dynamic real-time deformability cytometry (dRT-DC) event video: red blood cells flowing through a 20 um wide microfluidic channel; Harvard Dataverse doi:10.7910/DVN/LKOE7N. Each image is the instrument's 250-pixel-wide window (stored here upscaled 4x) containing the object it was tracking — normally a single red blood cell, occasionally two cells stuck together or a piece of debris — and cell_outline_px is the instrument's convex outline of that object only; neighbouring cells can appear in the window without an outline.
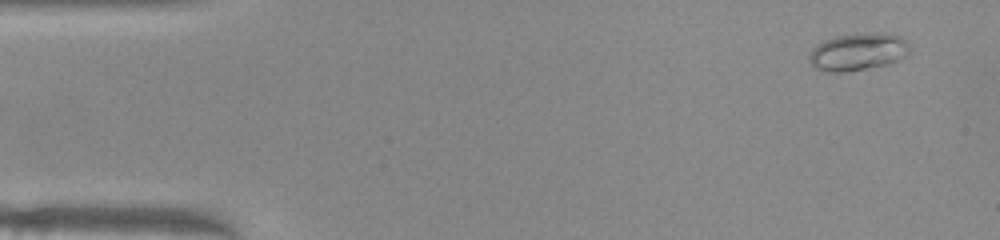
{"species": "common noctule bat (a hibernating species)", "species_latin": "Nyctalus noctula", "temperature_condition": "warm", "stored_images_in_passage": 49, "camera_frame_rate_fps": 3000, "um_per_image_px": 0.085, "animal": {"sex": "female", "body_mass_g": 22.0, "forearm_length_mm": 56.7}, "frame": {"image": 1, "passage_image": 1, "time_ms": 0.0, "image_size_px": [1000, 240], "cell_outline_px": [[908, 52], [900, 60], [888, 64], [868, 68], [840, 72], [828, 72], [816, 68], [812, 64], [808, 56], [812, 48], [816, 44], [824, 40], [836, 36], [872, 32], [884, 32], [900, 36], [908, 44]], "centroid_in_image_um": [72.91, 4.39], "position_along_channel_um": 12.1, "area_um2": 21.85}}
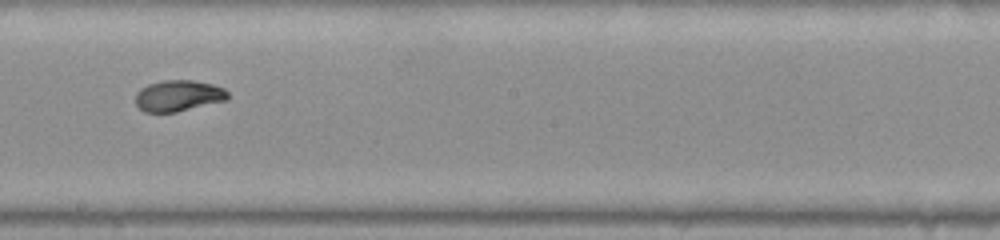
{"frame": {"image": 2, "passage_image": 26, "time_ms": 8.333, "image_size_px": [1000, 240], "cell_outline_px": [[228, 100], [176, 112], [144, 112], [136, 104], [136, 92], [140, 88], [148, 84], [164, 80], [192, 80], [212, 84], [224, 88], [228, 92]], "centroid_in_image_um": [15.16, 8.13], "position_along_channel_um": 233.0, "area_um2": 16.82}}
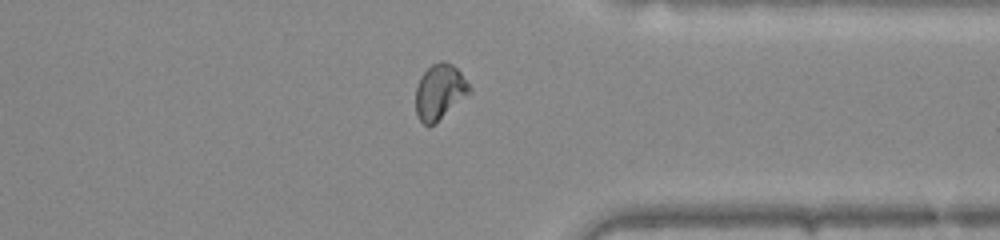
{"frame": {"image": 3, "passage_image": 37, "time_ms": 12.0, "image_size_px": [1000, 240], "cell_outline_px": [[472, 92], [432, 124], [424, 124], [420, 120], [416, 112], [416, 88], [420, 76], [432, 64], [440, 60], [444, 60], [452, 64], [460, 72], [472, 88]], "centroid_in_image_um": [37.38, 7.75], "position_along_channel_um": 374.0, "area_um2": 17.05}, "authors_computed_cell_mechanics": {"area_um2": 17.2822, "velocity_mm_per_s": 3.9967, "shape_relaxation_time_tau1_ms": 3.4491, "shape_relaxation_time_tau2_ms": 0.9129, "deformation_change_tau1": 0.1733, "deformation_change_tau2": 0.0398}}